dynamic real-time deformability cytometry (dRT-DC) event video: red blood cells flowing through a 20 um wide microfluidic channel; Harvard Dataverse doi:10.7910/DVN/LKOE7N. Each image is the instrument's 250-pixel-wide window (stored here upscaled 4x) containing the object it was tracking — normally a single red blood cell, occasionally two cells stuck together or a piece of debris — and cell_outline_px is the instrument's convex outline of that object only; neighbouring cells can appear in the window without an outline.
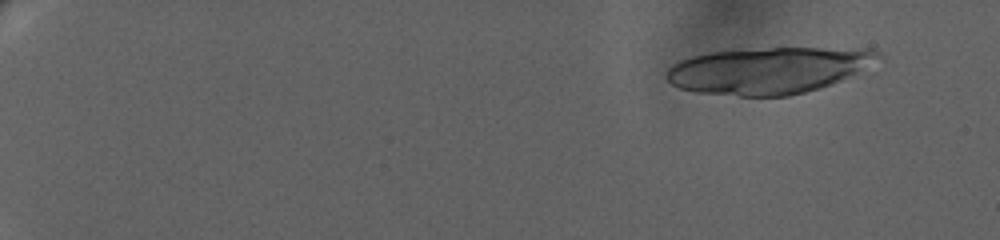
{"species": "human", "species_latin": "Homo sapiens", "temperature_condition": "warm", "stored_images_in_passage": 40, "segment_of_instrument_passage": [1, 2], "camera_frame_rate_fps": 3000, "um_per_image_px": 0.085, "donor": {"sex": "female"}, "frame": {"image": 1, "passage_image": 9, "time_ms": 2.0, "image_size_px": [1000, 240], "cell_outline_px": [[884, 60], [832, 84], [820, 88], [788, 96], [740, 96], [696, 92], [680, 88], [672, 84], [664, 76], [664, 72], [672, 64], [680, 60], [692, 56], [712, 52], [768, 48], [872, 48], [880, 52], [884, 56]], "centroid_in_image_um": [65.39, 5.97], "position_along_channel_um": 19.6, "area_um2": 57.86}}
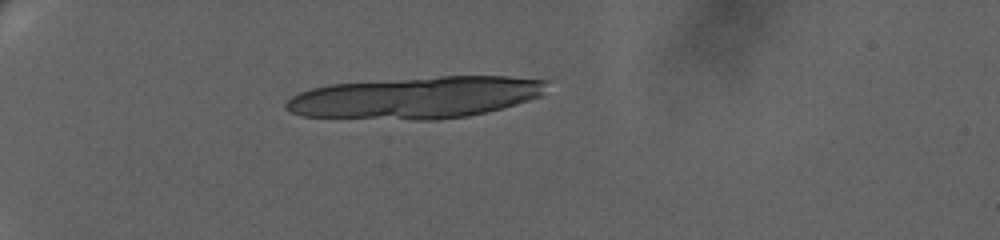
{"frame": {"image": 2, "passage_image": 30, "time_ms": 7.0, "image_size_px": [1000, 240], "cell_outline_px": [[548, 80], [540, 96], [504, 108], [468, 116], [436, 120], [412, 120], [300, 116], [284, 108], [284, 104], [292, 96], [300, 92], [312, 88], [328, 84], [440, 76], [508, 76]], "centroid_in_image_um": [35.32, 8.29], "position_along_channel_um": 49.7, "area_um2": 63.7}}